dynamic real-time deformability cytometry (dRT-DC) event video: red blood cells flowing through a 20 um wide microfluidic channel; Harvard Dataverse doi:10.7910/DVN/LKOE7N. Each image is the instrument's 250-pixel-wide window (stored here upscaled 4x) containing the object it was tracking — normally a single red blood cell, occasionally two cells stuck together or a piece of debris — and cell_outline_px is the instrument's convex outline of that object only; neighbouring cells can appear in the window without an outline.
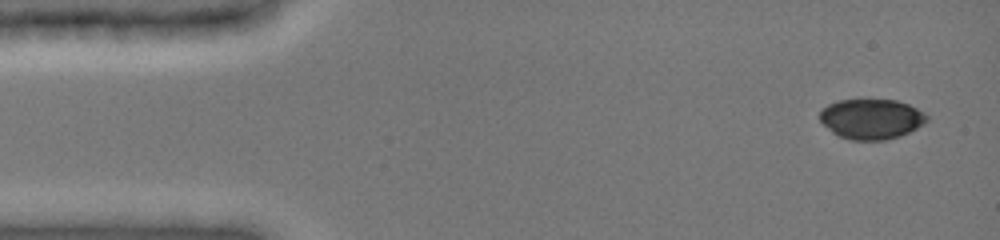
{"species": "common noctule bat (a hibernating species)", "species_latin": "Nyctalus noctula", "temperature_condition": "cold", "stored_images_in_passage": 8, "camera_frame_rate_fps": 3000, "um_per_image_px": 0.085, "animal": {"sex": "female", "body_mass_g": 19.0, "forearm_length_mm": 51.5}, "frame": {"image": 1, "passage_image": 1, "time_ms": 0.0, "image_size_px": [1000, 240], "cell_outline_px": [[928, 120], [924, 124], [900, 136], [884, 140], [852, 140], [840, 136], [832, 132], [820, 120], [820, 112], [828, 104], [840, 100], [896, 100], [908, 104], [924, 112], [928, 116]], "centroid_in_image_um": [74.09, 10.11], "position_along_channel_um": 10.9, "area_um2": 24.85}}